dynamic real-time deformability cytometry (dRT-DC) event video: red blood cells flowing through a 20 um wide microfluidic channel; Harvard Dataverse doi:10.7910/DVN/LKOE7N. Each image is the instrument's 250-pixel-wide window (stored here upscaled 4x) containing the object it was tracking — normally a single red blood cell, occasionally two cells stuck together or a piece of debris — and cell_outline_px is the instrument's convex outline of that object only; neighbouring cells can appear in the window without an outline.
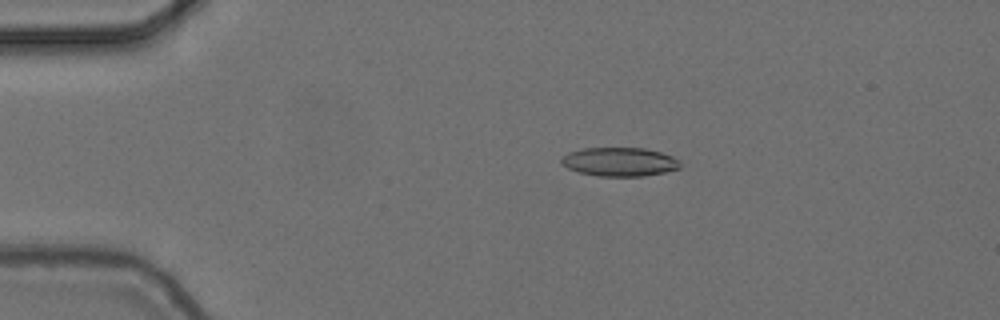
{"species": "common noctule bat (a hibernating species)", "species_latin": "Nyctalus noctula", "temperature_condition": "cold", "stored_images_in_passage": 8, "camera_frame_rate_fps": 3000, "um_per_image_px": 0.085, "animal": {"sex": "female", "body_mass_g": 24.6, "forearm_length_mm": 56.2}, "frame": {"image": 1, "passage_image": 2, "time_ms": 0.333, "image_size_px": [1000, 320], "cell_outline_px": [[680, 168], [664, 172], [644, 176], [596, 176], [580, 172], [568, 168], [560, 164], [560, 156], [568, 152], [584, 148], [644, 148], [660, 152], [672, 156], [680, 160]], "centroid_in_image_um": [52.63, 13.75], "position_along_channel_um": 32.4, "area_um2": 20.06}}
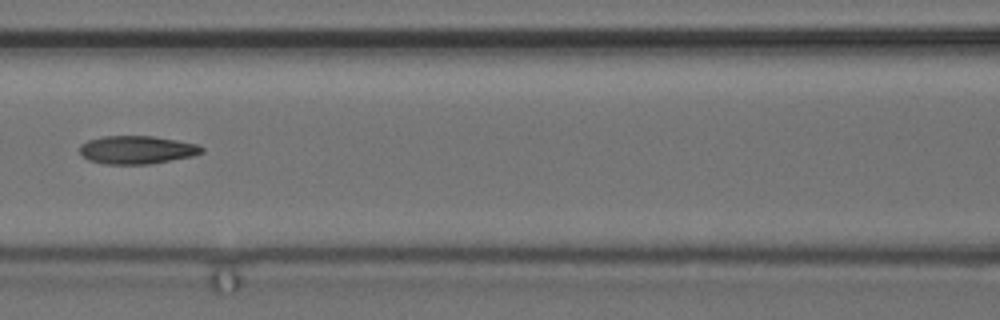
{"frame": {"image": 2, "passage_image": 6, "time_ms": 1.667, "image_size_px": [1000, 320], "cell_outline_px": [[204, 152], [196, 156], [148, 164], [104, 164], [88, 160], [80, 152], [80, 144], [88, 140], [104, 136], [152, 136], [200, 144], [204, 148]], "centroid_in_image_um": [11.68, 12.74], "position_along_channel_um": 154.9, "area_um2": 20.17}}
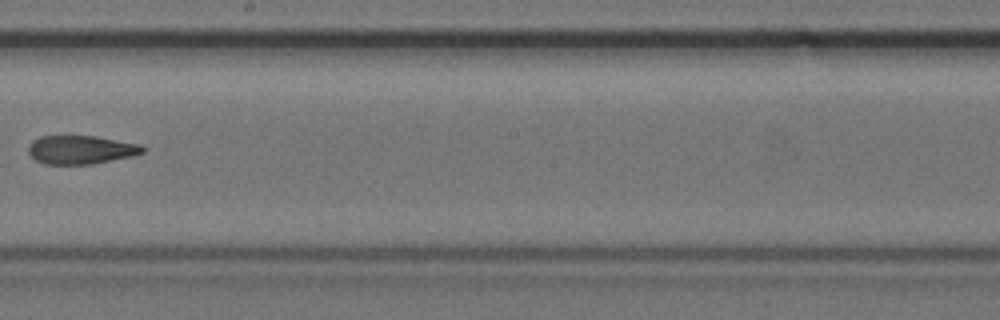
{"frame": {"image": 3, "passage_image": 8, "time_ms": 2.333, "image_size_px": [1000, 320], "cell_outline_px": [[148, 148], [144, 152], [132, 156], [92, 164], [44, 164], [36, 160], [28, 152], [28, 144], [32, 140], [40, 136], [96, 136], [140, 144]], "centroid_in_image_um": [6.88, 12.72], "position_along_channel_um": 241.3, "area_um2": 19.13}}